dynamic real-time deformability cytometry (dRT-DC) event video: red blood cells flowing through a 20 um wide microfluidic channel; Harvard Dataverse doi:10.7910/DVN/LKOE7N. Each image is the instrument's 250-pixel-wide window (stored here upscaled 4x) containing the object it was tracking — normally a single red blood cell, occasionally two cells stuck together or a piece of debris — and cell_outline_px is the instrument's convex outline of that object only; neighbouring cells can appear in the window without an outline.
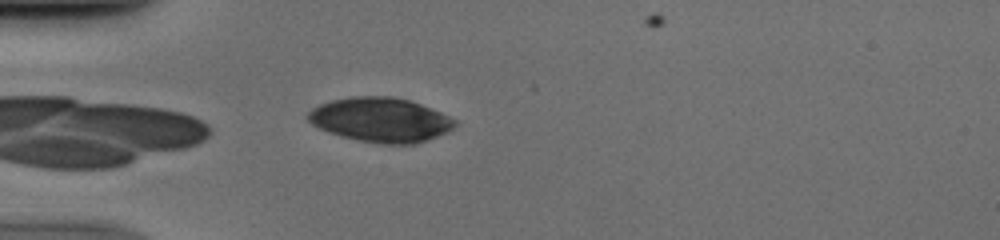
{"species": "human", "species_latin": "Homo sapiens", "temperature_condition": "cold", "stored_images_in_passage": 38, "camera_frame_rate_fps": 3000, "um_per_image_px": 0.085, "donor": {"sex": "male"}, "frame": {"image": 1, "passage_image": 2, "time_ms": 0.333, "image_size_px": [1000, 240], "cell_outline_px": [[456, 124], [448, 132], [412, 144], [380, 144], [360, 140], [344, 136], [320, 128], [312, 124], [308, 120], [308, 112], [312, 108], [320, 104], [332, 100], [352, 96], [392, 96], [408, 100], [420, 104], [440, 112], [456, 120]], "centroid_in_image_um": [32.35, 10.17], "position_along_channel_um": 52.7, "area_um2": 37.51}}
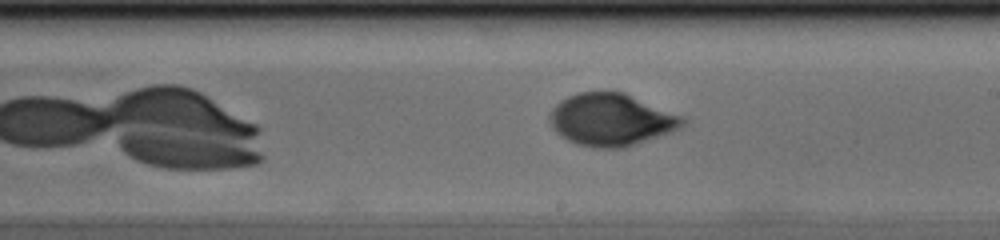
{"frame": {"image": 2, "passage_image": 17, "time_ms": 5.333, "image_size_px": [1000, 240], "cell_outline_px": [[688, 124], [672, 132], [624, 148], [592, 148], [576, 144], [560, 136], [552, 128], [548, 120], [548, 116], [552, 108], [560, 100], [576, 92], [624, 92], [684, 116], [688, 120]], "centroid_in_image_um": [51.97, 10.18], "position_along_channel_um": 237.0, "area_um2": 41.1}}
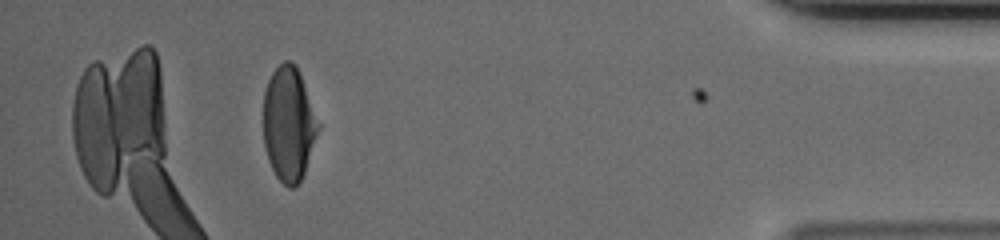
{"frame": {"image": 3, "passage_image": 34, "time_ms": 11.0, "image_size_px": [1000, 240], "cell_outline_px": [[320, 128], [300, 184], [292, 188], [288, 188], [276, 176], [268, 160], [264, 148], [264, 92], [268, 80], [272, 72], [284, 60], [288, 60], [296, 64], [300, 72], [320, 124]], "centroid_in_image_um": [24.55, 10.53], "position_along_channel_um": 410.6, "area_um2": 36.82}}